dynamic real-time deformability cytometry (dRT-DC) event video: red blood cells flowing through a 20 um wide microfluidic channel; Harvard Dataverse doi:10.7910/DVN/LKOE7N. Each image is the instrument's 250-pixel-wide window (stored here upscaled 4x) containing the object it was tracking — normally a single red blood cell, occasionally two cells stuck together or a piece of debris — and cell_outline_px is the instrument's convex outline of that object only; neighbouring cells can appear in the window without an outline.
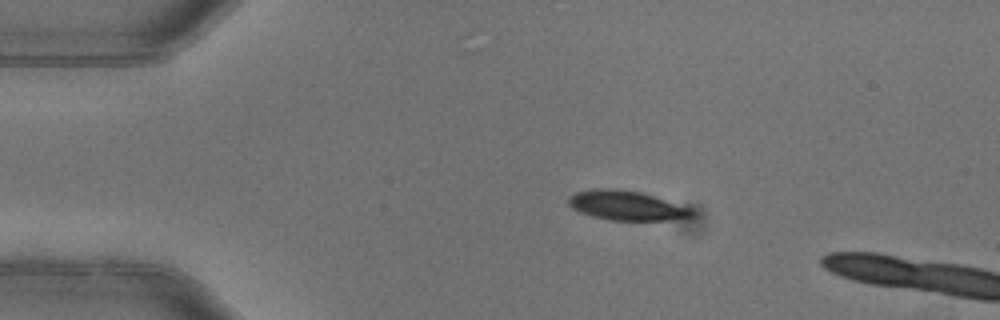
{"species": "common noctule bat (a hibernating species)", "species_latin": "Nyctalus noctula", "temperature_condition": "warm", "stored_images_in_passage": 3, "camera_frame_rate_fps": 3000, "um_per_image_px": 0.085, "animal": {"sex": "female"}, "frame": {"image": 1, "passage_image": 1, "time_ms": 0.0, "image_size_px": [1000, 320], "cell_outline_px": [[696, 212], [692, 216], [668, 220], [608, 220], [592, 216], [580, 212], [572, 208], [568, 204], [568, 196], [576, 192], [592, 188], [616, 188], [640, 192], [692, 208]], "centroid_in_image_um": [53.22, 17.46], "position_along_channel_um": 31.8, "area_um2": 21.27}}